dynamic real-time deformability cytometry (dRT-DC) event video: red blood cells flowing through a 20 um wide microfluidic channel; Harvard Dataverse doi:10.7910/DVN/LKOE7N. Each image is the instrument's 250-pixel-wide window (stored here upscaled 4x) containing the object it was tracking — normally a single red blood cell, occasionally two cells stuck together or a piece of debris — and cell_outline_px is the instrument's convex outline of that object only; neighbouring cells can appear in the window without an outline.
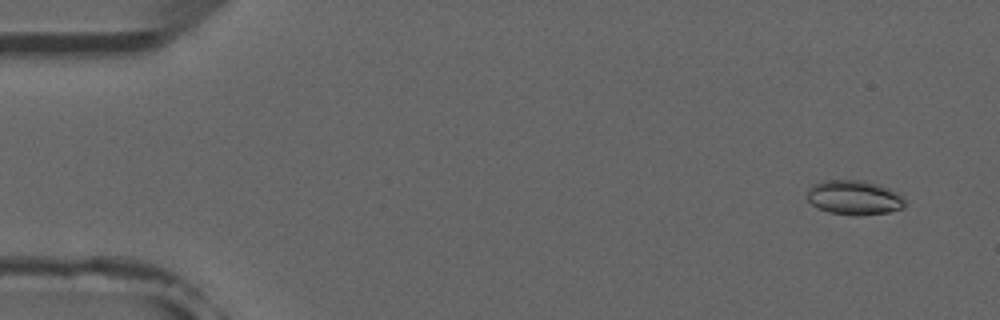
{"species": "common noctule bat (a hibernating species)", "species_latin": "Nyctalus noctula", "temperature_condition": "room temperature", "stored_images_in_passage": 5, "camera_frame_rate_fps": 3000, "um_per_image_px": 0.085, "animal": {"sex": "male", "forearm_length_mm": 52.5}, "frame": {"image": 1, "passage_image": 1, "time_ms": 0.0, "image_size_px": [1000, 320], "cell_outline_px": [[904, 208], [888, 212], [860, 216], [856, 216], [828, 212], [812, 204], [808, 200], [808, 188], [812, 184], [820, 180], [864, 180], [880, 184], [904, 196]], "centroid_in_image_um": [72.61, 16.78], "position_along_channel_um": 12.4, "area_um2": 19.88}}
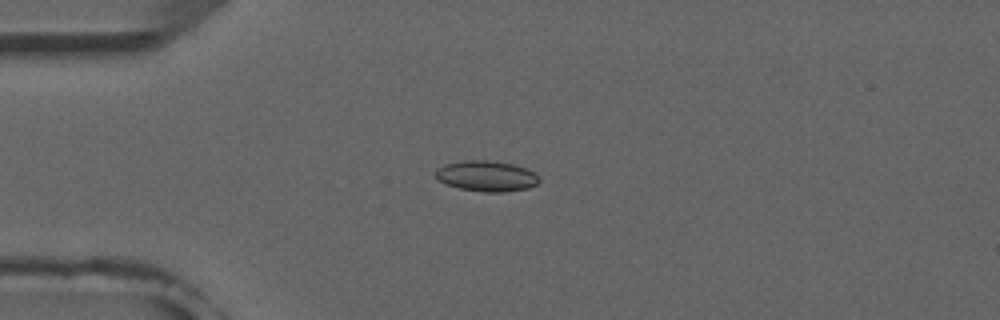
{"frame": {"image": 2, "passage_image": 4, "time_ms": 3.333, "image_size_px": [1000, 320], "cell_outline_px": [[540, 180], [536, 184], [528, 188], [504, 192], [484, 192], [460, 188], [444, 184], [436, 180], [436, 168], [444, 164], [464, 160], [492, 160], [512, 164], [524, 168], [532, 172]], "centroid_in_image_um": [41.29, 14.96], "position_along_channel_um": 43.7, "area_um2": 18.5}}
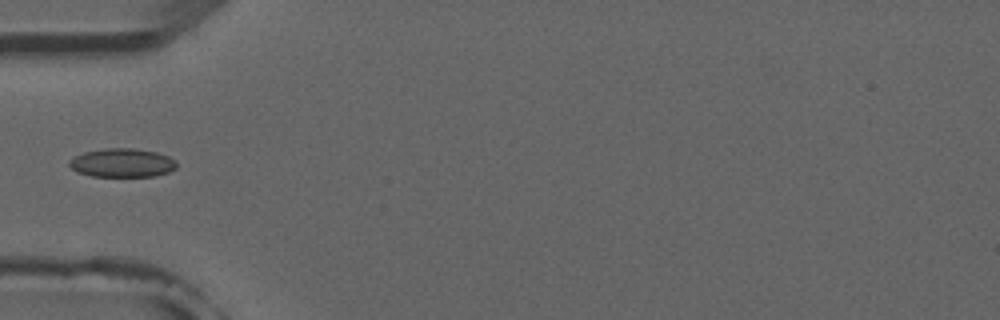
{"frame": {"image": 3, "passage_image": 5, "time_ms": 4.667, "image_size_px": [1000, 320], "cell_outline_px": [[176, 168], [168, 172], [156, 176], [92, 176], [76, 172], [68, 164], [68, 160], [84, 152], [104, 148], [136, 148], [156, 152], [168, 156], [176, 160]], "centroid_in_image_um": [10.38, 13.83], "position_along_channel_um": 74.6, "area_um2": 18.03}}